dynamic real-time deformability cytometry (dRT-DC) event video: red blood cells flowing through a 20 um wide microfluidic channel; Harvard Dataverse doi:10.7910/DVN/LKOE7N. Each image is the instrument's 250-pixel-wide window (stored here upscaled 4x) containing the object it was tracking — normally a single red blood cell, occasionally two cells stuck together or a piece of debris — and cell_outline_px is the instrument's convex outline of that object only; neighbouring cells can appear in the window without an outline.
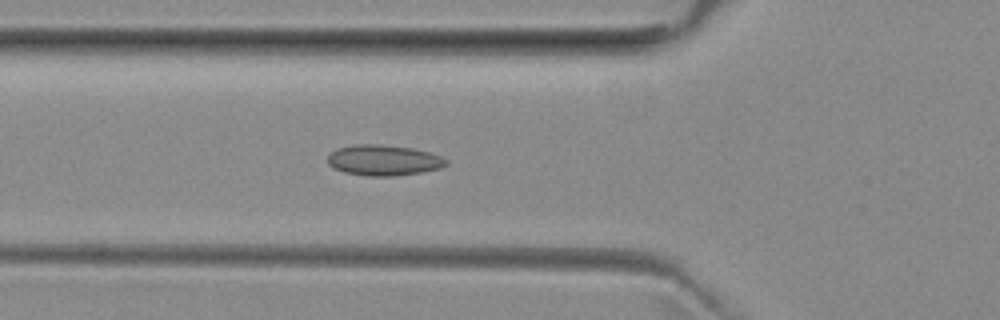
{"species": "common noctule bat (a hibernating species)", "species_latin": "Nyctalus noctula", "temperature_condition": "room temperature", "stored_images_in_passage": 38, "camera_frame_rate_fps": 3000, "um_per_image_px": 0.085, "animal": {"sex": "female", "body_mass_g": 29.2, "forearm_length_mm": 56.3}, "frame": {"image": 1, "passage_image": 5, "time_ms": 1.333, "image_size_px": [1000, 320], "cell_outline_px": [[448, 164], [440, 168], [420, 172], [396, 176], [368, 176], [344, 172], [332, 168], [328, 164], [328, 156], [336, 148], [356, 144], [380, 144], [412, 148], [428, 152], [440, 156], [448, 160]], "centroid_in_image_um": [32.59, 13.62], "position_along_channel_um": 93.2, "area_um2": 21.21}}
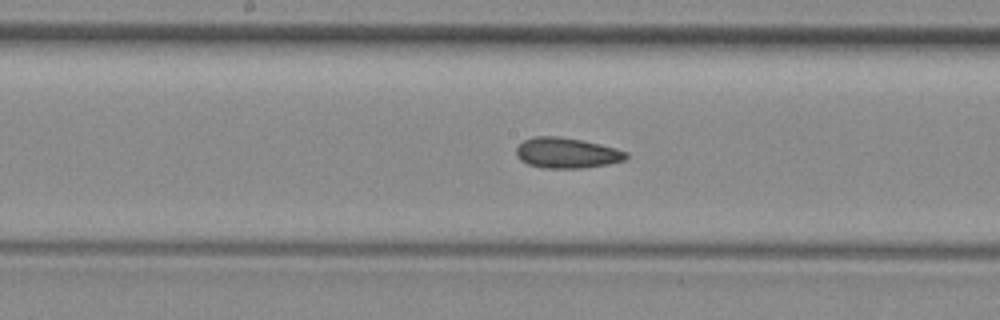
{"frame": {"image": 2, "passage_image": 13, "time_ms": 4.0, "image_size_px": [1000, 320], "cell_outline_px": [[628, 156], [624, 160], [608, 164], [584, 168], [544, 168], [528, 164], [520, 160], [516, 156], [516, 148], [524, 140], [532, 136], [560, 136], [600, 144], [616, 148], [628, 152]], "centroid_in_image_um": [48.16, 13.0], "position_along_channel_um": 200.0, "area_um2": 19.59}}
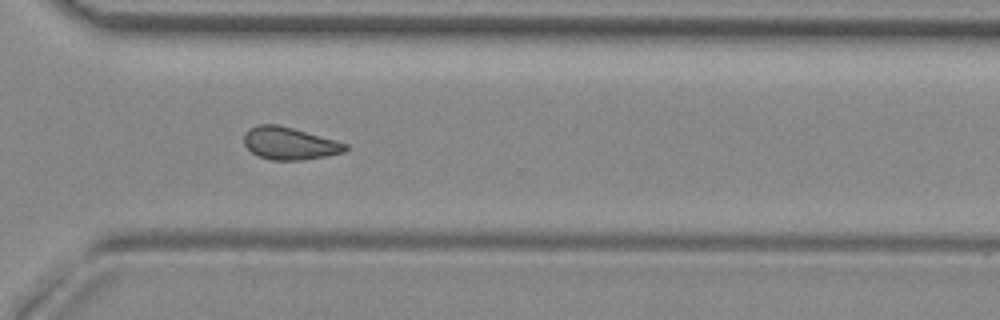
{"frame": {"image": 3, "passage_image": 24, "time_ms": 7.667, "image_size_px": [1000, 320], "cell_outline_px": [[348, 148], [344, 152], [324, 156], [300, 160], [272, 160], [260, 156], [252, 152], [244, 144], [244, 136], [248, 128], [260, 124], [276, 124], [292, 128], [336, 140], [348, 144]], "centroid_in_image_um": [24.6, 12.18], "position_along_channel_um": 346.0, "area_um2": 18.96}, "authors_computed_cell_mechanics": {"area_um2": 19.2185, "velocity_mm_per_s": 3.9908, "shape_relaxation_time_tau1_ms": null, "shape_relaxation_time_tau2_ms": 3.7451, "deformation_change_tau1": null, "deformation_change_tau2": 0.0977}}